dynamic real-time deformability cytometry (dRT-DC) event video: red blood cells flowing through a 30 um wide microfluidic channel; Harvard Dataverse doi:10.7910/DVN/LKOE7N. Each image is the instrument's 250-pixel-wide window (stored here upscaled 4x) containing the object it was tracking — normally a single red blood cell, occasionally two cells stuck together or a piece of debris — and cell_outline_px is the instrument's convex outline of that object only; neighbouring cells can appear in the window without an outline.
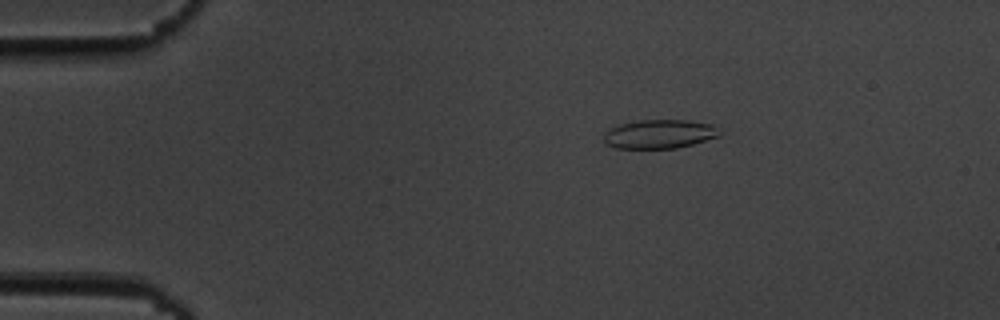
{"species": "common noctule bat (a hibernating species)", "species_latin": "Nyctalus noctula", "temperature_condition": "cold", "stored_images_in_passage": 55, "camera_frame_rate_fps": 3000, "um_per_image_px": 0.085, "animal": {"sex": "male", "body_mass_g": 19.5, "forearm_length_mm": 54.6}, "frame": {"image": 1, "passage_image": 10, "time_ms": 3.0, "image_size_px": [1000, 320], "cell_outline_px": [[720, 136], [692, 144], [676, 148], [616, 148], [608, 144], [604, 140], [604, 132], [608, 128], [620, 124], [640, 120], [688, 120], [712, 124], [720, 132]], "centroid_in_image_um": [56.04, 11.38], "position_along_channel_um": 29.0, "area_um2": 19.42}}
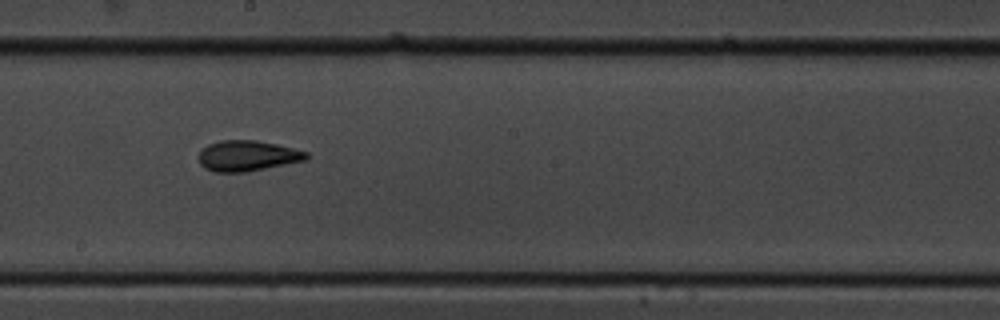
{"frame": {"image": 2, "passage_image": 31, "time_ms": 10.0, "image_size_px": [1000, 320], "cell_outline_px": [[308, 160], [244, 172], [216, 172], [204, 168], [200, 164], [196, 156], [200, 148], [208, 144], [220, 140], [256, 140], [276, 144], [308, 152]], "centroid_in_image_um": [20.97, 13.24], "position_along_channel_um": 227.2, "area_um2": 19.42}}
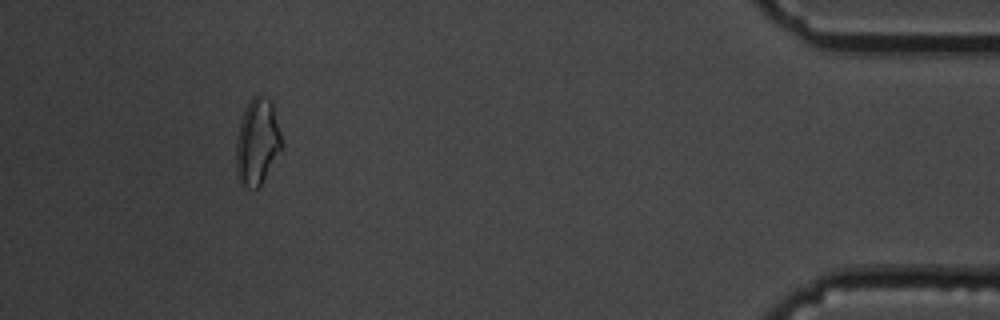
{"frame": {"image": 3, "passage_image": 51, "time_ms": 16.667, "image_size_px": [1000, 320], "cell_outline_px": [[280, 152], [260, 184], [256, 188], [240, 184], [236, 176], [236, 136], [240, 120], [244, 108], [252, 96], [264, 96], [272, 100], [280, 132]], "centroid_in_image_um": [21.83, 12.01], "position_along_channel_um": 413.4, "area_um2": 22.77}, "authors_computed_cell_mechanics": {"area_um2": 19.4208, "velocity_mm_per_s": 3.6694, "shape_relaxation_time_tau1_ms": 6.591, "shape_relaxation_time_tau2_ms": 3.7755, "deformation_change_tau1": 0.1432, "deformation_change_tau2": 0.1007}}